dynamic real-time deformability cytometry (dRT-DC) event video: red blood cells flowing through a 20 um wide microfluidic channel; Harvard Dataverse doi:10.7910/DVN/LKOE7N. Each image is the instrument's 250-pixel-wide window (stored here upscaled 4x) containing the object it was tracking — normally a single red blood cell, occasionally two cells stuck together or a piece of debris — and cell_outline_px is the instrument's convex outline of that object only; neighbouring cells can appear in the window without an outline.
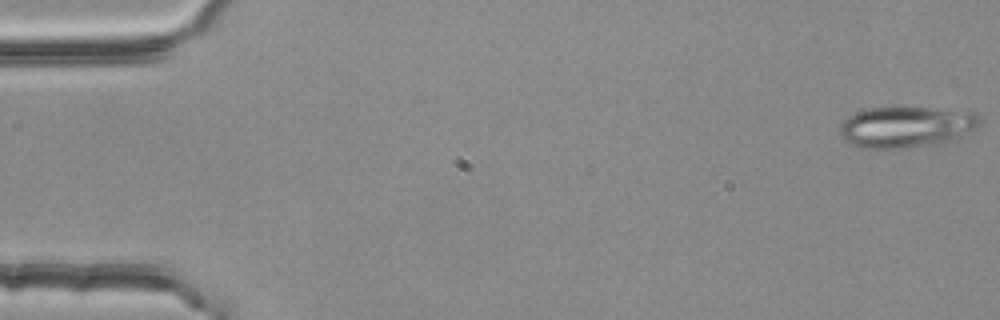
{"species": "common noctule bat (a hibernating species)", "species_latin": "Nyctalus noctula", "temperature_condition": "room temperature", "stored_images_in_passage": 4, "camera_frame_rate_fps": 3000, "um_per_image_px": 0.085, "animal": {"sex": "female", "body_mass_g": 25.1}, "frame": {"image": 1, "passage_image": 1, "time_ms": 0.0, "image_size_px": [1000, 320], "cell_outline_px": [[984, 124], [980, 128], [956, 140], [936, 144], [904, 148], [860, 148], [848, 144], [840, 136], [840, 124], [848, 116], [856, 112], [868, 108], [928, 108], [976, 112], [984, 120]], "centroid_in_image_um": [77.11, 10.8], "position_along_channel_um": 7.9, "area_um2": 34.22}}